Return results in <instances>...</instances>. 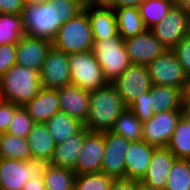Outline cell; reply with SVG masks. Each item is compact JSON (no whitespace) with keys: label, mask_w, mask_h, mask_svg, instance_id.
<instances>
[{"label":"cell","mask_w":190,"mask_h":190,"mask_svg":"<svg viewBox=\"0 0 190 190\" xmlns=\"http://www.w3.org/2000/svg\"><path fill=\"white\" fill-rule=\"evenodd\" d=\"M183 93H184L185 108L187 111L190 112V77H187V83H186Z\"/></svg>","instance_id":"obj_45"},{"label":"cell","mask_w":190,"mask_h":190,"mask_svg":"<svg viewBox=\"0 0 190 190\" xmlns=\"http://www.w3.org/2000/svg\"><path fill=\"white\" fill-rule=\"evenodd\" d=\"M135 113V116L143 123L149 120L155 113L152 102V88L150 91L138 96L128 107Z\"/></svg>","instance_id":"obj_37"},{"label":"cell","mask_w":190,"mask_h":190,"mask_svg":"<svg viewBox=\"0 0 190 190\" xmlns=\"http://www.w3.org/2000/svg\"><path fill=\"white\" fill-rule=\"evenodd\" d=\"M124 44L131 64L138 65H148L167 50L149 29L125 39Z\"/></svg>","instance_id":"obj_14"},{"label":"cell","mask_w":190,"mask_h":190,"mask_svg":"<svg viewBox=\"0 0 190 190\" xmlns=\"http://www.w3.org/2000/svg\"><path fill=\"white\" fill-rule=\"evenodd\" d=\"M117 20L118 34L125 40L145 32V26L137 7L114 9Z\"/></svg>","instance_id":"obj_25"},{"label":"cell","mask_w":190,"mask_h":190,"mask_svg":"<svg viewBox=\"0 0 190 190\" xmlns=\"http://www.w3.org/2000/svg\"><path fill=\"white\" fill-rule=\"evenodd\" d=\"M0 159H15L22 161L32 159L27 139L8 133H1Z\"/></svg>","instance_id":"obj_28"},{"label":"cell","mask_w":190,"mask_h":190,"mask_svg":"<svg viewBox=\"0 0 190 190\" xmlns=\"http://www.w3.org/2000/svg\"><path fill=\"white\" fill-rule=\"evenodd\" d=\"M92 52L110 83L131 65L124 39L119 34L102 40H94Z\"/></svg>","instance_id":"obj_4"},{"label":"cell","mask_w":190,"mask_h":190,"mask_svg":"<svg viewBox=\"0 0 190 190\" xmlns=\"http://www.w3.org/2000/svg\"><path fill=\"white\" fill-rule=\"evenodd\" d=\"M104 154V132H90L84 139L73 171L76 175L101 172Z\"/></svg>","instance_id":"obj_15"},{"label":"cell","mask_w":190,"mask_h":190,"mask_svg":"<svg viewBox=\"0 0 190 190\" xmlns=\"http://www.w3.org/2000/svg\"><path fill=\"white\" fill-rule=\"evenodd\" d=\"M174 4L175 0H144L138 9L145 26L150 29L159 23Z\"/></svg>","instance_id":"obj_31"},{"label":"cell","mask_w":190,"mask_h":190,"mask_svg":"<svg viewBox=\"0 0 190 190\" xmlns=\"http://www.w3.org/2000/svg\"><path fill=\"white\" fill-rule=\"evenodd\" d=\"M25 35L22 14L0 13V45L17 43Z\"/></svg>","instance_id":"obj_30"},{"label":"cell","mask_w":190,"mask_h":190,"mask_svg":"<svg viewBox=\"0 0 190 190\" xmlns=\"http://www.w3.org/2000/svg\"><path fill=\"white\" fill-rule=\"evenodd\" d=\"M111 83L116 87L126 107H129L138 96L152 88L147 65L131 64Z\"/></svg>","instance_id":"obj_10"},{"label":"cell","mask_w":190,"mask_h":190,"mask_svg":"<svg viewBox=\"0 0 190 190\" xmlns=\"http://www.w3.org/2000/svg\"><path fill=\"white\" fill-rule=\"evenodd\" d=\"M175 4L186 13L190 21V0H175Z\"/></svg>","instance_id":"obj_46"},{"label":"cell","mask_w":190,"mask_h":190,"mask_svg":"<svg viewBox=\"0 0 190 190\" xmlns=\"http://www.w3.org/2000/svg\"><path fill=\"white\" fill-rule=\"evenodd\" d=\"M149 30L167 49L172 50L190 34V21L186 13L174 4L168 14Z\"/></svg>","instance_id":"obj_8"},{"label":"cell","mask_w":190,"mask_h":190,"mask_svg":"<svg viewBox=\"0 0 190 190\" xmlns=\"http://www.w3.org/2000/svg\"><path fill=\"white\" fill-rule=\"evenodd\" d=\"M70 83L84 90L93 91L109 82L92 50L69 55Z\"/></svg>","instance_id":"obj_7"},{"label":"cell","mask_w":190,"mask_h":190,"mask_svg":"<svg viewBox=\"0 0 190 190\" xmlns=\"http://www.w3.org/2000/svg\"><path fill=\"white\" fill-rule=\"evenodd\" d=\"M126 108L112 83L90 91L89 114L83 124L90 132L110 131Z\"/></svg>","instance_id":"obj_1"},{"label":"cell","mask_w":190,"mask_h":190,"mask_svg":"<svg viewBox=\"0 0 190 190\" xmlns=\"http://www.w3.org/2000/svg\"><path fill=\"white\" fill-rule=\"evenodd\" d=\"M113 180L102 172L76 175L74 190H109Z\"/></svg>","instance_id":"obj_34"},{"label":"cell","mask_w":190,"mask_h":190,"mask_svg":"<svg viewBox=\"0 0 190 190\" xmlns=\"http://www.w3.org/2000/svg\"><path fill=\"white\" fill-rule=\"evenodd\" d=\"M41 89L39 72L13 65L0 78V100L24 106Z\"/></svg>","instance_id":"obj_2"},{"label":"cell","mask_w":190,"mask_h":190,"mask_svg":"<svg viewBox=\"0 0 190 190\" xmlns=\"http://www.w3.org/2000/svg\"><path fill=\"white\" fill-rule=\"evenodd\" d=\"M34 124L35 122L27 111L20 106L15 111L6 133L27 139Z\"/></svg>","instance_id":"obj_35"},{"label":"cell","mask_w":190,"mask_h":190,"mask_svg":"<svg viewBox=\"0 0 190 190\" xmlns=\"http://www.w3.org/2000/svg\"><path fill=\"white\" fill-rule=\"evenodd\" d=\"M152 85L181 88L187 83V76L175 53L167 49L161 56L147 65Z\"/></svg>","instance_id":"obj_9"},{"label":"cell","mask_w":190,"mask_h":190,"mask_svg":"<svg viewBox=\"0 0 190 190\" xmlns=\"http://www.w3.org/2000/svg\"><path fill=\"white\" fill-rule=\"evenodd\" d=\"M85 5H107L110 0H83Z\"/></svg>","instance_id":"obj_47"},{"label":"cell","mask_w":190,"mask_h":190,"mask_svg":"<svg viewBox=\"0 0 190 190\" xmlns=\"http://www.w3.org/2000/svg\"><path fill=\"white\" fill-rule=\"evenodd\" d=\"M125 137L112 131L104 132L105 154L101 172L116 179H126V151L130 145Z\"/></svg>","instance_id":"obj_12"},{"label":"cell","mask_w":190,"mask_h":190,"mask_svg":"<svg viewBox=\"0 0 190 190\" xmlns=\"http://www.w3.org/2000/svg\"><path fill=\"white\" fill-rule=\"evenodd\" d=\"M48 2L54 9H57V14L62 22H66L77 16L84 10L85 6L83 0H50Z\"/></svg>","instance_id":"obj_36"},{"label":"cell","mask_w":190,"mask_h":190,"mask_svg":"<svg viewBox=\"0 0 190 190\" xmlns=\"http://www.w3.org/2000/svg\"><path fill=\"white\" fill-rule=\"evenodd\" d=\"M167 148L177 159H190V112L179 119Z\"/></svg>","instance_id":"obj_26"},{"label":"cell","mask_w":190,"mask_h":190,"mask_svg":"<svg viewBox=\"0 0 190 190\" xmlns=\"http://www.w3.org/2000/svg\"><path fill=\"white\" fill-rule=\"evenodd\" d=\"M16 51L17 43L0 45V78L9 68L17 64Z\"/></svg>","instance_id":"obj_39"},{"label":"cell","mask_w":190,"mask_h":190,"mask_svg":"<svg viewBox=\"0 0 190 190\" xmlns=\"http://www.w3.org/2000/svg\"><path fill=\"white\" fill-rule=\"evenodd\" d=\"M32 159L51 160L55 142L44 123H35L27 137Z\"/></svg>","instance_id":"obj_23"},{"label":"cell","mask_w":190,"mask_h":190,"mask_svg":"<svg viewBox=\"0 0 190 190\" xmlns=\"http://www.w3.org/2000/svg\"><path fill=\"white\" fill-rule=\"evenodd\" d=\"M109 190H132V181L127 179L113 180Z\"/></svg>","instance_id":"obj_44"},{"label":"cell","mask_w":190,"mask_h":190,"mask_svg":"<svg viewBox=\"0 0 190 190\" xmlns=\"http://www.w3.org/2000/svg\"><path fill=\"white\" fill-rule=\"evenodd\" d=\"M39 78L41 87L44 88L57 89L71 84L69 55L51 46L39 72Z\"/></svg>","instance_id":"obj_13"},{"label":"cell","mask_w":190,"mask_h":190,"mask_svg":"<svg viewBox=\"0 0 190 190\" xmlns=\"http://www.w3.org/2000/svg\"><path fill=\"white\" fill-rule=\"evenodd\" d=\"M176 159L167 147L155 148L149 169L140 182L151 190H165L168 175Z\"/></svg>","instance_id":"obj_17"},{"label":"cell","mask_w":190,"mask_h":190,"mask_svg":"<svg viewBox=\"0 0 190 190\" xmlns=\"http://www.w3.org/2000/svg\"><path fill=\"white\" fill-rule=\"evenodd\" d=\"M49 161L0 159V190H22L32 177L43 178Z\"/></svg>","instance_id":"obj_5"},{"label":"cell","mask_w":190,"mask_h":190,"mask_svg":"<svg viewBox=\"0 0 190 190\" xmlns=\"http://www.w3.org/2000/svg\"><path fill=\"white\" fill-rule=\"evenodd\" d=\"M94 40H102L118 34L116 14L107 5H85Z\"/></svg>","instance_id":"obj_20"},{"label":"cell","mask_w":190,"mask_h":190,"mask_svg":"<svg viewBox=\"0 0 190 190\" xmlns=\"http://www.w3.org/2000/svg\"><path fill=\"white\" fill-rule=\"evenodd\" d=\"M52 41L46 38L23 35L17 42V65L40 72Z\"/></svg>","instance_id":"obj_16"},{"label":"cell","mask_w":190,"mask_h":190,"mask_svg":"<svg viewBox=\"0 0 190 190\" xmlns=\"http://www.w3.org/2000/svg\"><path fill=\"white\" fill-rule=\"evenodd\" d=\"M22 190H46L43 178H34L28 180V182L23 186Z\"/></svg>","instance_id":"obj_43"},{"label":"cell","mask_w":190,"mask_h":190,"mask_svg":"<svg viewBox=\"0 0 190 190\" xmlns=\"http://www.w3.org/2000/svg\"><path fill=\"white\" fill-rule=\"evenodd\" d=\"M178 62L187 77H190V34L184 37L173 49Z\"/></svg>","instance_id":"obj_38"},{"label":"cell","mask_w":190,"mask_h":190,"mask_svg":"<svg viewBox=\"0 0 190 190\" xmlns=\"http://www.w3.org/2000/svg\"><path fill=\"white\" fill-rule=\"evenodd\" d=\"M93 43V34L85 10L63 22L52 40V46L67 55L90 51Z\"/></svg>","instance_id":"obj_3"},{"label":"cell","mask_w":190,"mask_h":190,"mask_svg":"<svg viewBox=\"0 0 190 190\" xmlns=\"http://www.w3.org/2000/svg\"><path fill=\"white\" fill-rule=\"evenodd\" d=\"M57 12L48 1L34 5L25 4L22 13L25 34L52 41L63 23Z\"/></svg>","instance_id":"obj_6"},{"label":"cell","mask_w":190,"mask_h":190,"mask_svg":"<svg viewBox=\"0 0 190 190\" xmlns=\"http://www.w3.org/2000/svg\"><path fill=\"white\" fill-rule=\"evenodd\" d=\"M44 124L56 145L64 142L69 136L74 135L83 127V123L62 111L54 114Z\"/></svg>","instance_id":"obj_27"},{"label":"cell","mask_w":190,"mask_h":190,"mask_svg":"<svg viewBox=\"0 0 190 190\" xmlns=\"http://www.w3.org/2000/svg\"><path fill=\"white\" fill-rule=\"evenodd\" d=\"M152 102L156 113L170 110H186L184 93L181 88L152 85Z\"/></svg>","instance_id":"obj_24"},{"label":"cell","mask_w":190,"mask_h":190,"mask_svg":"<svg viewBox=\"0 0 190 190\" xmlns=\"http://www.w3.org/2000/svg\"><path fill=\"white\" fill-rule=\"evenodd\" d=\"M24 6V0H0V13L22 14Z\"/></svg>","instance_id":"obj_41"},{"label":"cell","mask_w":190,"mask_h":190,"mask_svg":"<svg viewBox=\"0 0 190 190\" xmlns=\"http://www.w3.org/2000/svg\"><path fill=\"white\" fill-rule=\"evenodd\" d=\"M132 190H151L141 182L132 181Z\"/></svg>","instance_id":"obj_48"},{"label":"cell","mask_w":190,"mask_h":190,"mask_svg":"<svg viewBox=\"0 0 190 190\" xmlns=\"http://www.w3.org/2000/svg\"><path fill=\"white\" fill-rule=\"evenodd\" d=\"M155 146L144 140L130 142L126 153V179L140 182L151 163Z\"/></svg>","instance_id":"obj_19"},{"label":"cell","mask_w":190,"mask_h":190,"mask_svg":"<svg viewBox=\"0 0 190 190\" xmlns=\"http://www.w3.org/2000/svg\"><path fill=\"white\" fill-rule=\"evenodd\" d=\"M90 131L83 126L77 133L64 142L55 145L50 165L74 170L85 137Z\"/></svg>","instance_id":"obj_22"},{"label":"cell","mask_w":190,"mask_h":190,"mask_svg":"<svg viewBox=\"0 0 190 190\" xmlns=\"http://www.w3.org/2000/svg\"><path fill=\"white\" fill-rule=\"evenodd\" d=\"M144 0H110L107 6L115 9V8H124V7H137Z\"/></svg>","instance_id":"obj_42"},{"label":"cell","mask_w":190,"mask_h":190,"mask_svg":"<svg viewBox=\"0 0 190 190\" xmlns=\"http://www.w3.org/2000/svg\"><path fill=\"white\" fill-rule=\"evenodd\" d=\"M165 190H190V173L187 160H175L168 175Z\"/></svg>","instance_id":"obj_33"},{"label":"cell","mask_w":190,"mask_h":190,"mask_svg":"<svg viewBox=\"0 0 190 190\" xmlns=\"http://www.w3.org/2000/svg\"><path fill=\"white\" fill-rule=\"evenodd\" d=\"M47 1H50V0H24V3L28 5H34V4H41Z\"/></svg>","instance_id":"obj_49"},{"label":"cell","mask_w":190,"mask_h":190,"mask_svg":"<svg viewBox=\"0 0 190 190\" xmlns=\"http://www.w3.org/2000/svg\"><path fill=\"white\" fill-rule=\"evenodd\" d=\"M142 126L143 123L135 116V113L126 107L115 120L110 131L131 142L140 141L142 140Z\"/></svg>","instance_id":"obj_29"},{"label":"cell","mask_w":190,"mask_h":190,"mask_svg":"<svg viewBox=\"0 0 190 190\" xmlns=\"http://www.w3.org/2000/svg\"><path fill=\"white\" fill-rule=\"evenodd\" d=\"M186 111L155 112L149 120L143 122L142 140L156 148L167 147L180 117Z\"/></svg>","instance_id":"obj_11"},{"label":"cell","mask_w":190,"mask_h":190,"mask_svg":"<svg viewBox=\"0 0 190 190\" xmlns=\"http://www.w3.org/2000/svg\"><path fill=\"white\" fill-rule=\"evenodd\" d=\"M188 165H189V173H190V159H187Z\"/></svg>","instance_id":"obj_50"},{"label":"cell","mask_w":190,"mask_h":190,"mask_svg":"<svg viewBox=\"0 0 190 190\" xmlns=\"http://www.w3.org/2000/svg\"><path fill=\"white\" fill-rule=\"evenodd\" d=\"M75 177L73 170L53 165L43 175L46 190H74Z\"/></svg>","instance_id":"obj_32"},{"label":"cell","mask_w":190,"mask_h":190,"mask_svg":"<svg viewBox=\"0 0 190 190\" xmlns=\"http://www.w3.org/2000/svg\"><path fill=\"white\" fill-rule=\"evenodd\" d=\"M20 106L0 100V134L6 133L15 111Z\"/></svg>","instance_id":"obj_40"},{"label":"cell","mask_w":190,"mask_h":190,"mask_svg":"<svg viewBox=\"0 0 190 190\" xmlns=\"http://www.w3.org/2000/svg\"><path fill=\"white\" fill-rule=\"evenodd\" d=\"M57 94L60 111L67 113L84 124L89 114L90 91L69 84L57 88Z\"/></svg>","instance_id":"obj_18"},{"label":"cell","mask_w":190,"mask_h":190,"mask_svg":"<svg viewBox=\"0 0 190 190\" xmlns=\"http://www.w3.org/2000/svg\"><path fill=\"white\" fill-rule=\"evenodd\" d=\"M23 108L35 123H45L60 111L57 89L41 87L37 95Z\"/></svg>","instance_id":"obj_21"}]
</instances>
